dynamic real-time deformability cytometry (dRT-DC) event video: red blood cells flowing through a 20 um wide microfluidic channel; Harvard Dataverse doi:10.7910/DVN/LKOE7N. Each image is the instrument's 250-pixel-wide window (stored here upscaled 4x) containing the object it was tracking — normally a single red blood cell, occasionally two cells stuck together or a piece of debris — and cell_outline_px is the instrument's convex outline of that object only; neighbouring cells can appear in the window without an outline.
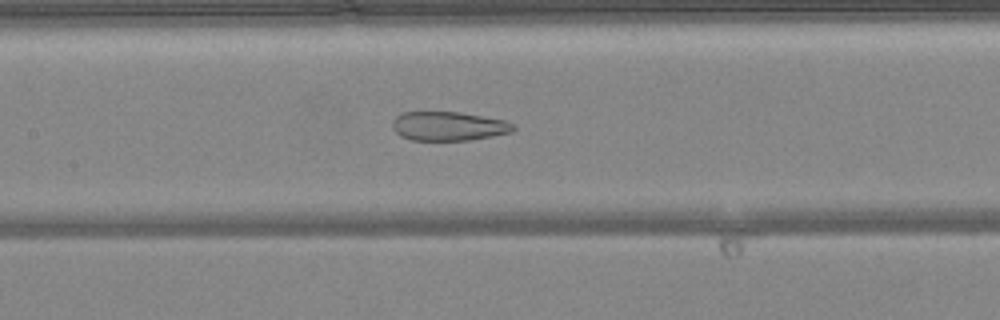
{"species": "common noctule bat (a hibernating species)", "species_latin": "Nyctalus noctula", "temperature_condition": "warm", "stored_images_in_passage": 49, "camera_frame_rate_fps": 3000, "um_per_image_px": 0.085, "animal": {"sex": "female", "body_mass_g": 24.6, "forearm_length_mm": 56.2}, "frame": {"image": 1, "passage_image": 23, "time_ms": 7.333, "image_size_px": [1000, 320], "cell_outline_px": [[516, 128], [512, 132], [492, 136], [468, 140], [412, 140], [400, 136], [392, 128], [392, 120], [400, 112], [460, 112], [508, 120], [516, 124]], "centroid_in_image_um": [38.15, 10.71], "position_along_channel_um": 169.2, "area_um2": 20.75}}
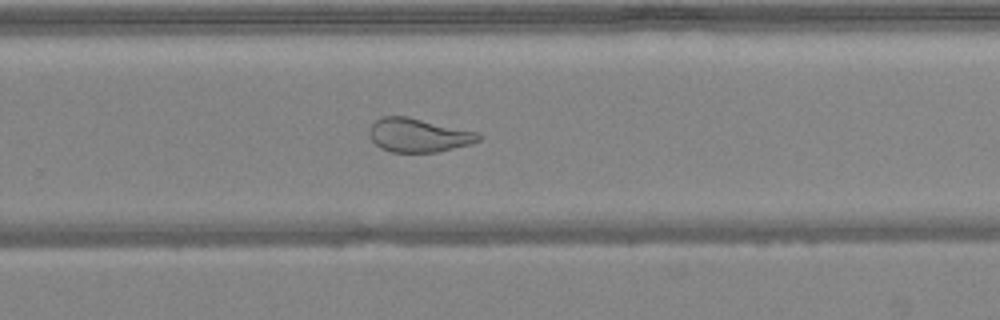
{"frame": {"image": 2, "passage_image": 32, "time_ms": 10.333, "image_size_px": [1000, 320], "cell_outline_px": [[484, 136], [480, 140], [472, 144], [436, 152], [392, 152], [380, 148], [368, 136], [368, 132], [372, 124], [380, 116], [408, 116], [480, 132]], "centroid_in_image_um": [35.6, 11.48], "position_along_channel_um": 294.2, "area_um2": 21.85}}
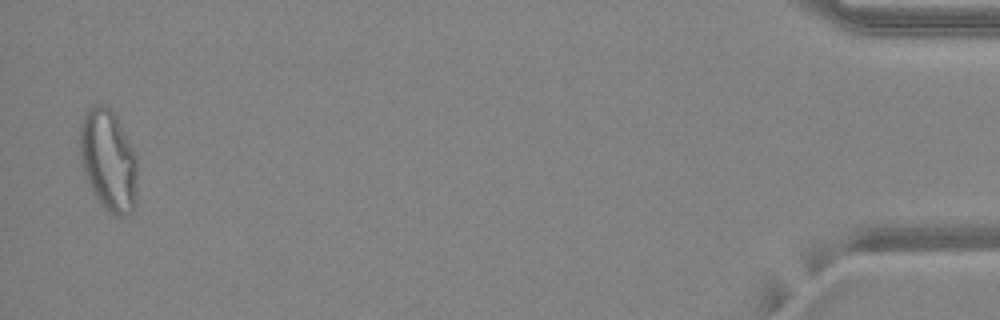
{"frame": {"image": 3, "passage_image": 48, "time_ms": 15.667, "image_size_px": [1000, 320], "cell_outline_px": [[136, 208], [128, 216], [116, 216], [108, 212], [104, 208], [96, 196], [88, 180], [80, 156], [80, 128], [84, 112], [88, 108], [96, 104], [104, 104], [116, 116], [136, 152]], "centroid_in_image_um": [9.24, 13.63], "position_along_channel_um": 426.0, "area_um2": 33.99}, "authors_computed_cell_mechanics": {"area_um2": 28.4954, "velocity_mm_per_s": 4.1868, "shape_relaxation_time_tau1_ms": null, "shape_relaxation_time_tau2_ms": 1.269, "deformation_change_tau1": null, "deformation_change_tau2": 0.0908}}